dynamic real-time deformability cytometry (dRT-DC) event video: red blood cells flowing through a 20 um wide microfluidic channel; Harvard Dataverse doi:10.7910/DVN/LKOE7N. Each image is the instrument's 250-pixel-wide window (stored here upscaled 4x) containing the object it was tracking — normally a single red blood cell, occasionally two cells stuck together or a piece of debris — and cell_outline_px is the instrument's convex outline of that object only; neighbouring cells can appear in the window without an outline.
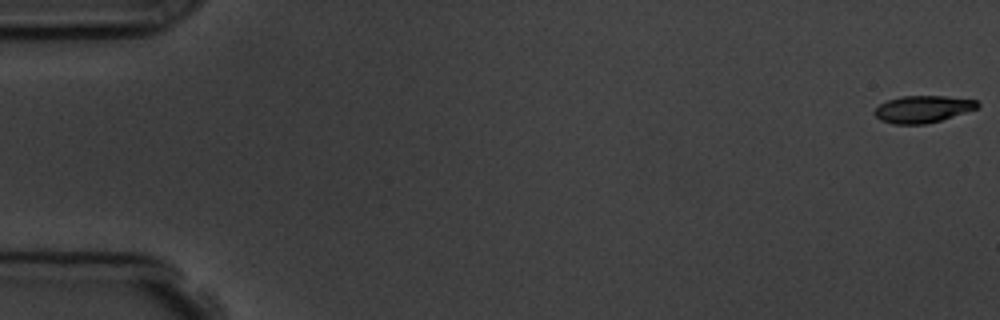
{"species": "common noctule bat (a hibernating species)", "species_latin": "Nyctalus noctula", "temperature_condition": "room temperature", "stored_images_in_passage": 8, "camera_frame_rate_fps": 3000, "um_per_image_px": 0.085, "animal": {"sex": "male", "body_mass_g": 19.5, "forearm_length_mm": 54.6}, "frame": {"image": 1, "passage_image": 1, "time_ms": 0.0, "image_size_px": [1000, 320], "cell_outline_px": [[980, 104], [976, 108], [940, 120], [924, 124], [896, 124], [880, 120], [872, 112], [880, 104], [888, 100], [900, 96], [944, 96], [976, 100]], "centroid_in_image_um": [78.39, 9.27], "position_along_channel_um": 6.6, "area_um2": 15.95}}
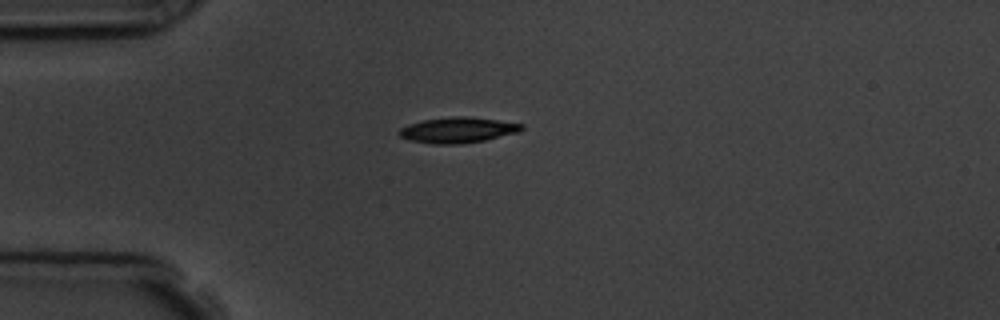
{"frame": {"image": 2, "passage_image": 5, "time_ms": 4.667, "image_size_px": [1000, 320], "cell_outline_px": [[524, 128], [520, 132], [484, 140], [460, 144], [432, 144], [408, 140], [400, 136], [396, 132], [400, 128], [408, 124], [424, 120], [452, 116], [468, 116], [524, 124]], "centroid_in_image_um": [38.89, 11.05], "position_along_channel_um": 46.1, "area_um2": 18.38}}